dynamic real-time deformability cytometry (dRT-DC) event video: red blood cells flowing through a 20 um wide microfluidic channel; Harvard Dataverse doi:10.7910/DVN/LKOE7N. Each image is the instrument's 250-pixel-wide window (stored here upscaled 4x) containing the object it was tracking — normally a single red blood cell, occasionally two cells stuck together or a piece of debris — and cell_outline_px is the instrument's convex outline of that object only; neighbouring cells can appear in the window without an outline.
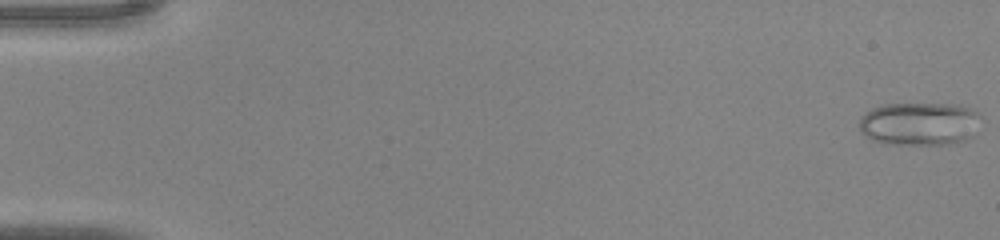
{"species": "common noctule bat (a hibernating species)", "species_latin": "Nyctalus noctula", "temperature_condition": "warm", "stored_images_in_passage": 45, "camera_frame_rate_fps": 3000, "um_per_image_px": 0.085, "animal": {"sex": "male", "body_mass_g": 20.0, "forearm_length_mm": 53.3}, "frame": {"image": 1, "passage_image": 1, "time_ms": 0.0, "image_size_px": [1000, 240], "cell_outline_px": [[984, 120], [976, 136], [968, 140], [956, 144], [884, 144], [872, 140], [860, 132], [860, 116], [872, 108], [884, 104], [960, 104], [972, 108], [984, 116]], "centroid_in_image_um": [78.29, 10.53], "position_along_channel_um": 6.7, "area_um2": 31.79}}
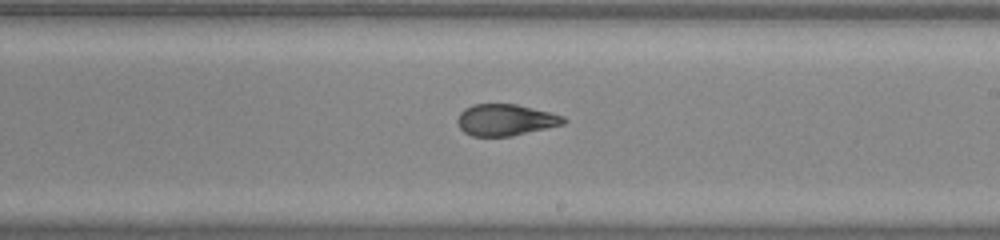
{"frame": {"image": 2, "passage_image": 27, "time_ms": 8.667, "image_size_px": [1000, 240], "cell_outline_px": [[568, 120], [564, 124], [512, 136], [472, 136], [464, 132], [460, 128], [456, 120], [460, 112], [464, 108], [472, 104], [516, 104], [564, 116]], "centroid_in_image_um": [42.95, 10.19], "position_along_channel_um": 246.1, "area_um2": 19.48}}
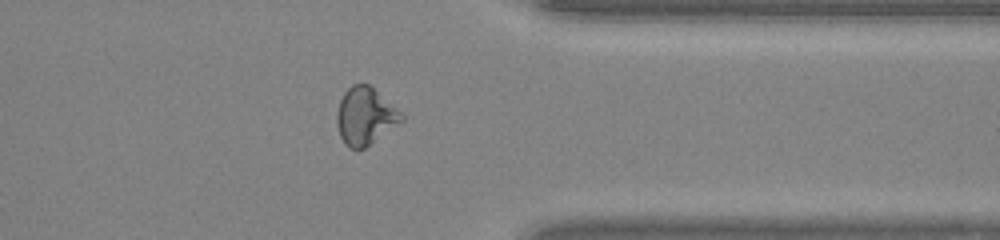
{"frame": {"image": 3, "passage_image": 36, "time_ms": 11.667, "image_size_px": [1000, 240], "cell_outline_px": [[404, 120], [364, 148], [352, 148], [344, 144], [340, 136], [336, 120], [336, 112], [340, 100], [344, 92], [352, 84], [368, 84], [400, 112], [404, 116]], "centroid_in_image_um": [31.01, 9.87], "position_along_channel_um": 380.4, "area_um2": 21.15}}